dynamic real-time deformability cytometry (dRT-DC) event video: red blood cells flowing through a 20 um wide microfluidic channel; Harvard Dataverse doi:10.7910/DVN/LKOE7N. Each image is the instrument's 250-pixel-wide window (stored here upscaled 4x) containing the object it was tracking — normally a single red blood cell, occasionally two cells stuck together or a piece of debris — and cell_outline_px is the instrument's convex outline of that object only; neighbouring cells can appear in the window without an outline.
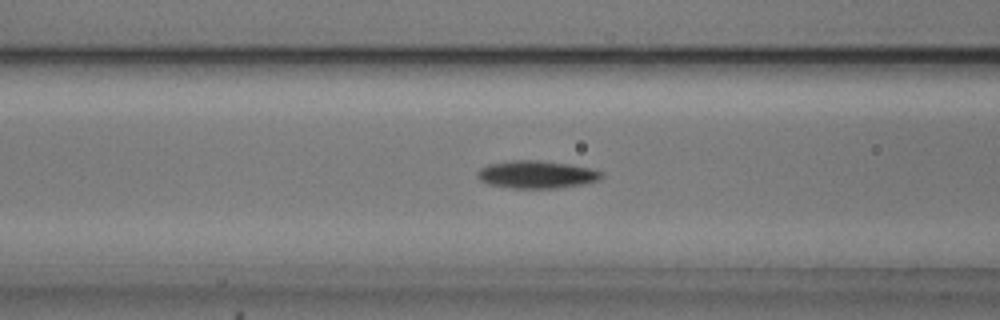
{"species": "common noctule bat (a hibernating species)", "species_latin": "Nyctalus noctula", "temperature_condition": "cold", "stored_images_in_passage": 53, "camera_frame_rate_fps": 3000, "um_per_image_px": 0.085, "animal": {"sex": "male", "body_mass_g": 20.5, "forearm_length_mm": 52.5}, "frame": {"image": 1, "passage_image": 21, "time_ms": 6.667, "image_size_px": [1000, 320], "cell_outline_px": [[604, 176], [600, 180], [580, 184], [556, 188], [512, 188], [488, 184], [480, 180], [476, 176], [476, 172], [480, 168], [488, 164], [508, 160], [540, 160], [568, 164], [592, 168], [604, 172]], "centroid_in_image_um": [45.6, 14.82], "position_along_channel_um": 121.0, "area_um2": 20.17}}
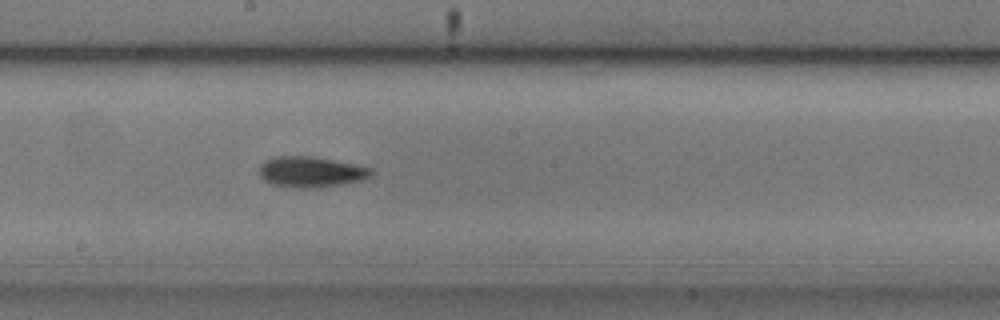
{"frame": {"image": 2, "passage_image": 29, "time_ms": 9.333, "image_size_px": [1000, 320], "cell_outline_px": [[372, 176], [364, 180], [312, 188], [300, 188], [272, 184], [264, 180], [260, 176], [260, 164], [264, 160], [276, 156], [312, 156], [372, 168]], "centroid_in_image_um": [26.41, 14.6], "position_along_channel_um": 221.8, "area_um2": 19.83}}
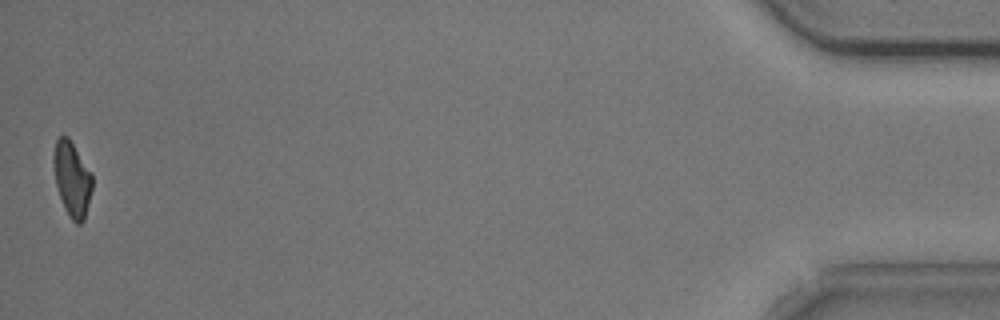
{"frame": {"image": 3, "passage_image": 53, "time_ms": 17.333, "image_size_px": [1000, 320], "cell_outline_px": [[92, 188], [84, 220], [80, 224], [76, 224], [72, 220], [64, 208], [56, 184], [52, 160], [52, 156], [56, 140], [60, 136], [68, 136], [92, 172]], "centroid_in_image_um": [6.12, 15.19], "position_along_channel_um": 429.1, "area_um2": 16.94}, "authors_computed_cell_mechanics": {"area_um2": 18.2648, "velocity_mm_per_s": 3.7752, "shape_relaxation_time_tau1_ms": 2.4902, "shape_relaxation_time_tau2_ms": 7.8278, "deformation_change_tau1": 0.1201, "deformation_change_tau2": 0.165}}